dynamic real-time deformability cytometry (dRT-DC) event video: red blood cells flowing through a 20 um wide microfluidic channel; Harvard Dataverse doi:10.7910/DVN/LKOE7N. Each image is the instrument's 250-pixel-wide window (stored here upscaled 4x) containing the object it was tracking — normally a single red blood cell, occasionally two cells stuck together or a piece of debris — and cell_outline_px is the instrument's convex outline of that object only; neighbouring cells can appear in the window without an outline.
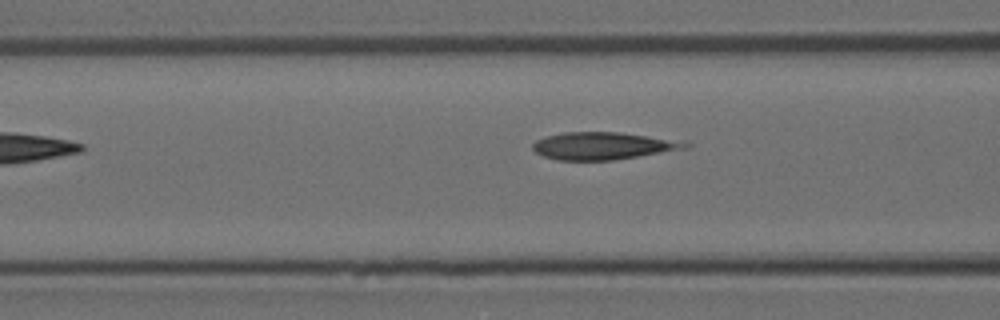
{"species": "Egyptian fruit bat (a non-hibernating species)", "species_latin": "Rousettus aegyptiacus", "temperature_condition": "room temperature", "stored_images_in_passage": 5, "camera_frame_rate_fps": 3000, "um_per_image_px": 0.085, "animal": {"sex": "female"}, "frame": {"image": 1, "passage_image": 4, "time_ms": 3.333, "image_size_px": [1000, 320], "cell_outline_px": [[692, 144], [688, 148], [612, 160], [556, 160], [544, 156], [536, 152], [532, 148], [532, 144], [536, 140], [548, 136], [564, 132], [620, 132], [688, 140]], "centroid_in_image_um": [51.35, 12.38], "position_along_channel_um": 115.3, "area_um2": 24.57}}